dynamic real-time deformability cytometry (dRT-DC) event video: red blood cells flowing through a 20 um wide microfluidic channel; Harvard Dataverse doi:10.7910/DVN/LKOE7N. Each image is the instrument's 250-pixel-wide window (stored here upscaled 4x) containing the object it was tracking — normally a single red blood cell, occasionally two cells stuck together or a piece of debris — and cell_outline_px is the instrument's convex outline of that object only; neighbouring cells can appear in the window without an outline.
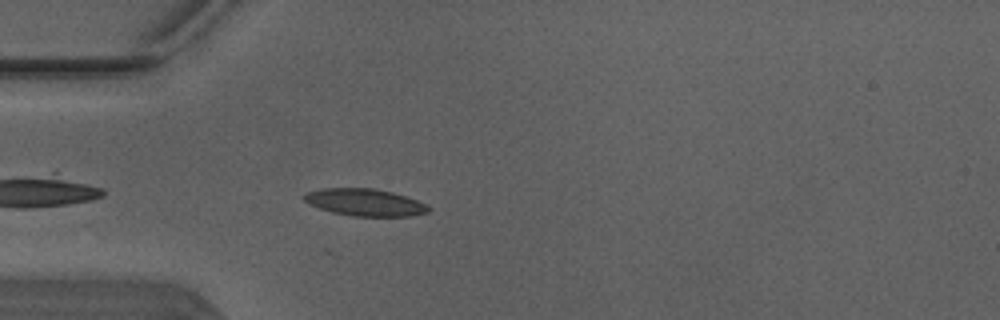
{"species": "Egyptian fruit bat (a non-hibernating species)", "species_latin": "Rousettus aegyptiacus", "temperature_condition": "warm", "stored_images_in_passage": 3, "camera_frame_rate_fps": 3000, "um_per_image_px": 0.085, "animal": {"sex": "male"}, "frame": {"image": 1, "passage_image": 3, "time_ms": 0.667, "image_size_px": [1000, 320], "cell_outline_px": [[432, 208], [428, 212], [412, 216], [352, 216], [332, 212], [308, 204], [300, 196], [304, 192], [324, 188], [372, 188], [392, 192], [416, 200]], "centroid_in_image_um": [30.96, 17.2], "position_along_channel_um": 54.0, "area_um2": 19.71}}